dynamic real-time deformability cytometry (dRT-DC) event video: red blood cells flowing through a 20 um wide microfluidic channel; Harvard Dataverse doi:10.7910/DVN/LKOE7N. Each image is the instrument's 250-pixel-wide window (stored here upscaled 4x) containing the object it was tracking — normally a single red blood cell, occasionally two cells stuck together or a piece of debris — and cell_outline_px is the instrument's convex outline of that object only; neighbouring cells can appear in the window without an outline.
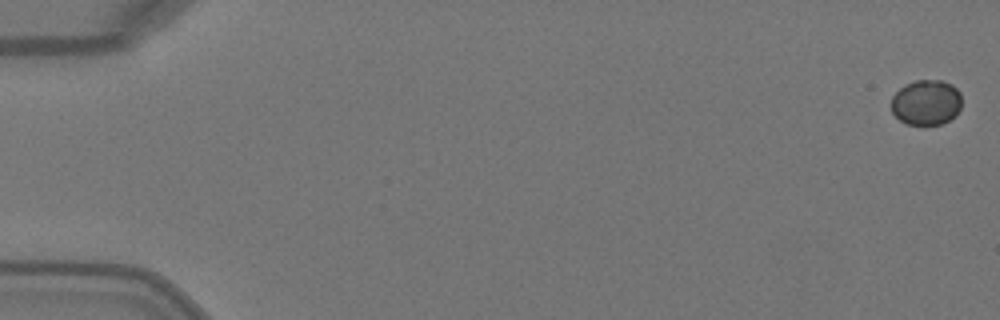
{"species": "Egyptian fruit bat (a non-hibernating species)", "species_latin": "Rousettus aegyptiacus", "temperature_condition": "warm", "stored_images_in_passage": 6, "camera_frame_rate_fps": 3000, "um_per_image_px": 0.085, "animal": {"sex": "female"}, "frame": {"image": 1, "passage_image": 1, "time_ms": 0.0, "image_size_px": [1000, 320], "cell_outline_px": [[960, 108], [956, 116], [940, 124], [904, 124], [892, 112], [892, 96], [904, 84], [916, 80], [940, 80], [952, 84], [960, 92]], "centroid_in_image_um": [78.73, 8.7], "position_along_channel_um": 6.3, "area_um2": 18.61}}
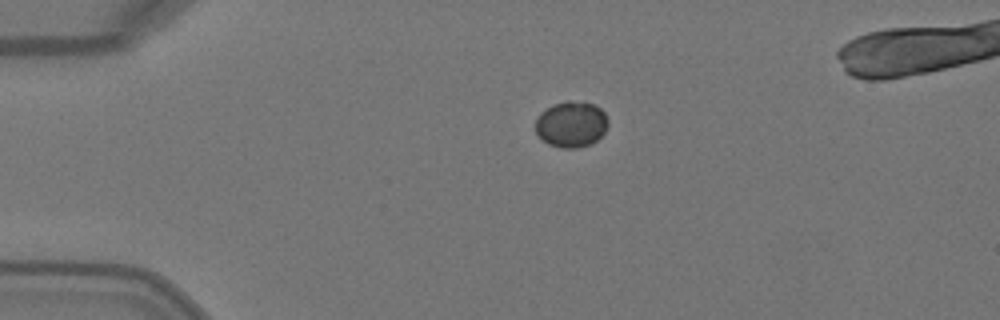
{"frame": {"image": 2, "passage_image": 4, "time_ms": 1.0, "image_size_px": [1000, 320], "cell_outline_px": [[608, 124], [604, 132], [596, 140], [588, 144], [576, 148], [560, 148], [548, 144], [536, 132], [536, 120], [540, 112], [552, 104], [568, 100], [592, 104], [600, 108], [604, 112], [608, 120]], "centroid_in_image_um": [48.54, 10.55], "position_along_channel_um": 36.5, "area_um2": 19.31}}